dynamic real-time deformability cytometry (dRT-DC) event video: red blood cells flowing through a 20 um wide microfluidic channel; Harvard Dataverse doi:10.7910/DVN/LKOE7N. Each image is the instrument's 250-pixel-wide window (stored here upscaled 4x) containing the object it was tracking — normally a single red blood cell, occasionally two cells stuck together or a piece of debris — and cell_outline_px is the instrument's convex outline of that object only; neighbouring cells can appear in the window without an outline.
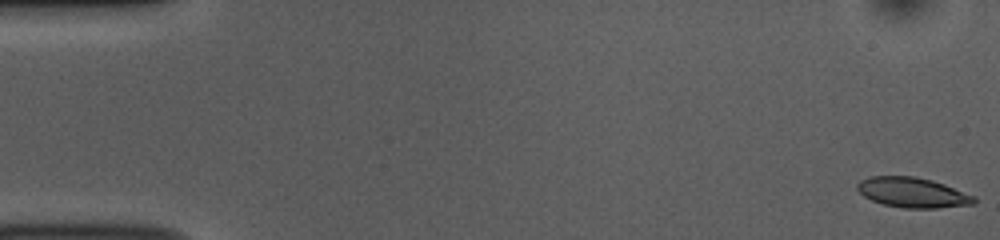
{"species": "common noctule bat (a hibernating species)", "species_latin": "Nyctalus noctula", "temperature_condition": "room temperature", "stored_images_in_passage": 52, "camera_frame_rate_fps": 3000, "um_per_image_px": 0.085, "animal": {"sex": "female", "body_mass_g": 10.0, "forearm_length_mm": 53.1}, "frame": {"image": 1, "passage_image": 1, "time_ms": 0.0, "image_size_px": [1000, 240], "cell_outline_px": [[976, 204], [936, 208], [904, 208], [884, 204], [872, 200], [864, 196], [856, 188], [856, 184], [860, 180], [868, 176], [916, 176], [932, 180], [944, 184], [976, 196]], "centroid_in_image_um": [77.58, 16.36], "position_along_channel_um": 7.4, "area_um2": 20.58}}
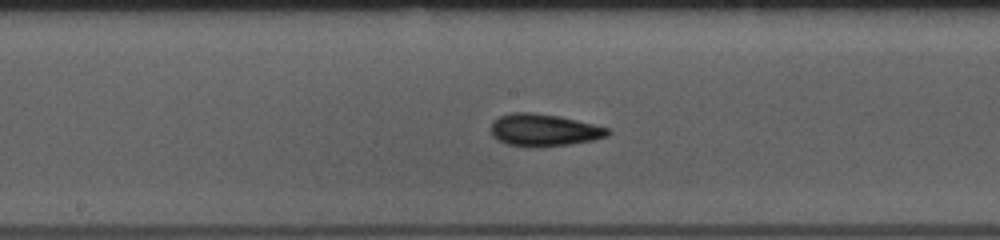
{"frame": {"image": 2, "passage_image": 27, "time_ms": 8.667, "image_size_px": [1000, 240], "cell_outline_px": [[612, 132], [608, 136], [592, 140], [568, 144], [532, 148], [508, 144], [496, 140], [492, 136], [492, 120], [500, 116], [512, 112], [532, 112], [560, 116], [608, 128]], "centroid_in_image_um": [46.2, 11.06], "position_along_channel_um": 202.0, "area_um2": 22.02}}
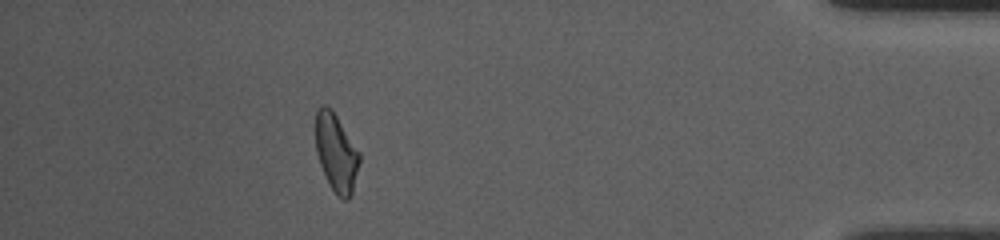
{"frame": {"image": 3, "passage_image": 47, "time_ms": 15.333, "image_size_px": [1000, 240], "cell_outline_px": [[360, 164], [352, 192], [348, 200], [344, 200], [336, 196], [328, 184], [320, 164], [316, 152], [316, 112], [320, 104], [324, 104], [332, 108], [360, 152]], "centroid_in_image_um": [28.58, 12.98], "position_along_channel_um": 406.6, "area_um2": 20.23}, "authors_computed_cell_mechanics": {"area_um2": 20.519, "velocity_mm_per_s": 3.827, "shape_relaxation_time_tau1_ms": 4.4544, "shape_relaxation_time_tau2_ms": 2.6227, "deformation_change_tau1": 0.1399, "deformation_change_tau2": 0.0949}}